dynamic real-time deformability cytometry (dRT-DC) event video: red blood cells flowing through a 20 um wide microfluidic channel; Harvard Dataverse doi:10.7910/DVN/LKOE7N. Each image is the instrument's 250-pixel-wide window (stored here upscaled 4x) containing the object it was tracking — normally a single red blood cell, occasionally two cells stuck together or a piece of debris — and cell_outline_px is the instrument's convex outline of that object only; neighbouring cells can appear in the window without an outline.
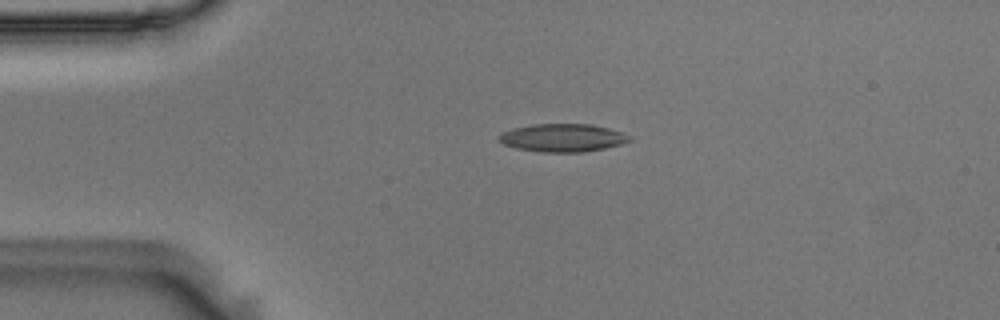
{"species": "Egyptian fruit bat (a non-hibernating species)", "species_latin": "Rousettus aegyptiacus", "temperature_condition": "room temperature", "stored_images_in_passage": 45, "camera_frame_rate_fps": 3000, "um_per_image_px": 0.085, "animal": {"sex": "male"}, "frame": {"image": 1, "passage_image": 2, "time_ms": 0.333, "image_size_px": [1000, 320], "cell_outline_px": [[632, 140], [620, 144], [604, 148], [584, 152], [540, 152], [516, 148], [504, 144], [496, 140], [496, 136], [500, 132], [512, 128], [532, 124], [592, 124], [608, 128], [632, 136]], "centroid_in_image_um": [47.76, 11.71], "position_along_channel_um": 37.2, "area_um2": 21.5}}
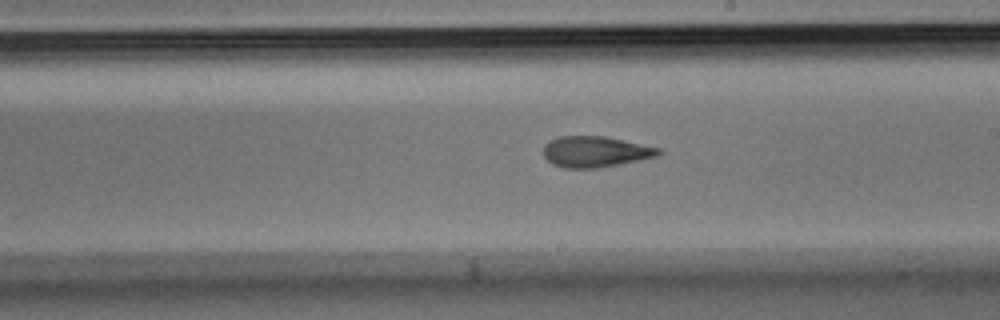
{"frame": {"image": 2, "passage_image": 21, "time_ms": 6.667, "image_size_px": [1000, 320], "cell_outline_px": [[664, 152], [656, 156], [596, 168], [564, 168], [552, 164], [544, 156], [544, 144], [548, 140], [560, 136], [604, 136], [660, 148]], "centroid_in_image_um": [50.56, 12.88], "position_along_channel_um": 238.4, "area_um2": 20.52}}
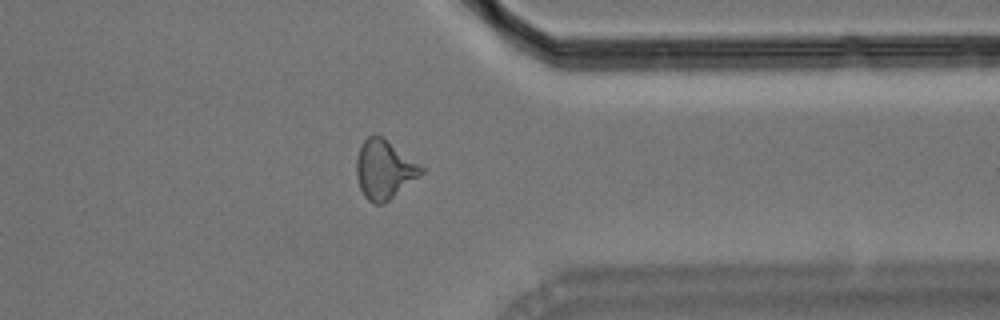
{"frame": {"image": 3, "passage_image": 33, "time_ms": 10.667, "image_size_px": [1000, 320], "cell_outline_px": [[424, 172], [420, 176], [384, 204], [376, 204], [368, 200], [364, 196], [360, 188], [356, 176], [356, 160], [360, 148], [364, 140], [368, 136], [384, 136], [420, 164], [424, 168]], "centroid_in_image_um": [32.67, 14.41], "position_along_channel_um": 378.7, "area_um2": 22.31}, "authors_computed_cell_mechanics": {"area_um2": 21.1548, "velocity_mm_per_s": 3.6682, "shape_relaxation_time_tau1_ms": 10.9273, "shape_relaxation_time_tau2_ms": 4.1235, "deformation_change_tau1": 0.2346, "deformation_change_tau2": 0.1368}}